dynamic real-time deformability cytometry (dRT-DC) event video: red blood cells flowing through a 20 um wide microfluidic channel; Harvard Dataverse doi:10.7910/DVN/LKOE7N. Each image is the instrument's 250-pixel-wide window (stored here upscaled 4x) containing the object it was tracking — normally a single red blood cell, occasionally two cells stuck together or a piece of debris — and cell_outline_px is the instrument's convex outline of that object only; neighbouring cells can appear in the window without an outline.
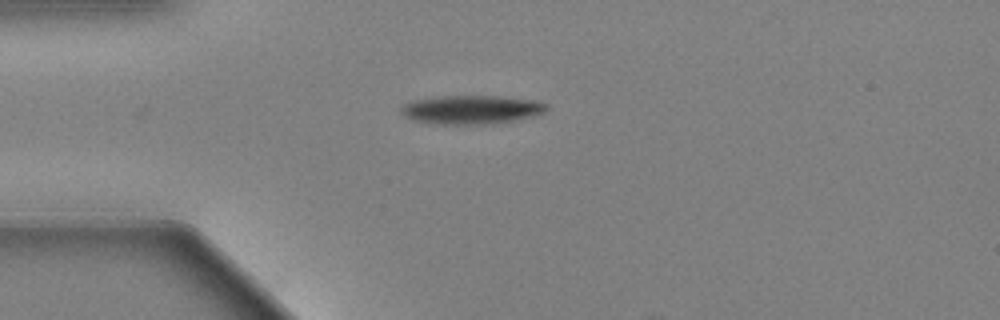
{"species": "Egyptian fruit bat (a non-hibernating species)", "species_latin": "Rousettus aegyptiacus", "temperature_condition": "warm", "stored_images_in_passage": 36, "camera_frame_rate_fps": 3000, "um_per_image_px": 0.085, "animal": {"sex": "female"}, "frame": {"image": 1, "passage_image": 1, "time_ms": 0.0, "image_size_px": [1000, 320], "cell_outline_px": [[548, 108], [544, 112], [532, 116], [512, 120], [488, 124], [440, 124], [412, 120], [404, 116], [400, 112], [400, 108], [404, 104], [412, 100], [444, 96], [500, 96], [532, 100], [548, 104]], "centroid_in_image_um": [40.03, 9.31], "position_along_channel_um": 45.0, "area_um2": 24.16}}
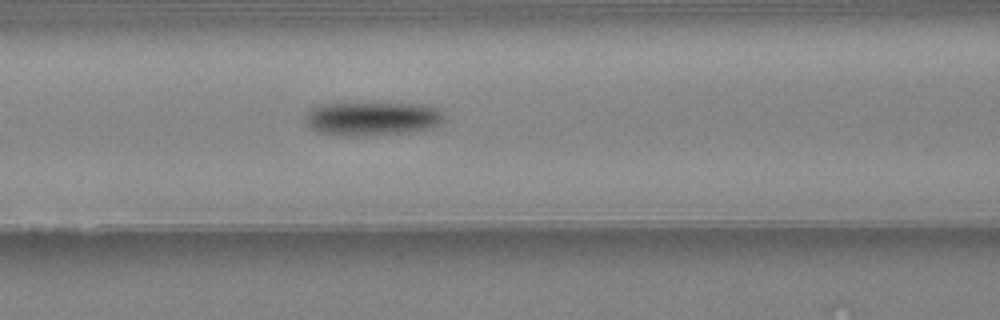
{"frame": {"image": 2, "passage_image": 10, "time_ms": 3.0, "image_size_px": [1000, 320], "cell_outline_px": [[444, 120], [436, 124], [424, 128], [400, 132], [320, 132], [312, 128], [308, 124], [304, 116], [312, 108], [320, 104], [368, 100], [428, 104], [444, 112]], "centroid_in_image_um": [31.68, 9.92], "position_along_channel_um": 134.9, "area_um2": 26.76}}
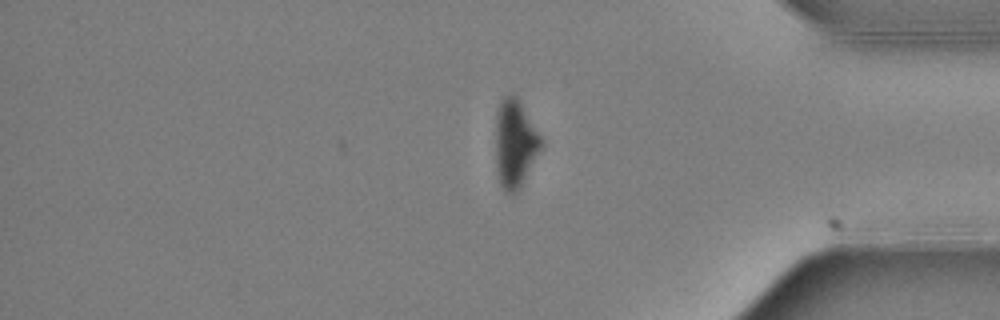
{"frame": {"image": 3, "passage_image": 33, "time_ms": 10.667, "image_size_px": [1000, 320], "cell_outline_px": [[544, 144], [520, 188], [516, 192], [508, 192], [500, 184], [496, 168], [496, 112], [500, 100], [508, 92], [516, 96], [544, 140]], "centroid_in_image_um": [43.78, 12.17], "position_along_channel_um": 391.4, "area_um2": 23.41}, "authors_computed_cell_mechanics": {"area_um2": 26.1834, "velocity_mm_per_s": 3.6332, "shape_relaxation_time_tau1_ms": 2.323, "shape_relaxation_time_tau2_ms": null, "deformation_change_tau1": 0.1917, "deformation_change_tau2": null}}